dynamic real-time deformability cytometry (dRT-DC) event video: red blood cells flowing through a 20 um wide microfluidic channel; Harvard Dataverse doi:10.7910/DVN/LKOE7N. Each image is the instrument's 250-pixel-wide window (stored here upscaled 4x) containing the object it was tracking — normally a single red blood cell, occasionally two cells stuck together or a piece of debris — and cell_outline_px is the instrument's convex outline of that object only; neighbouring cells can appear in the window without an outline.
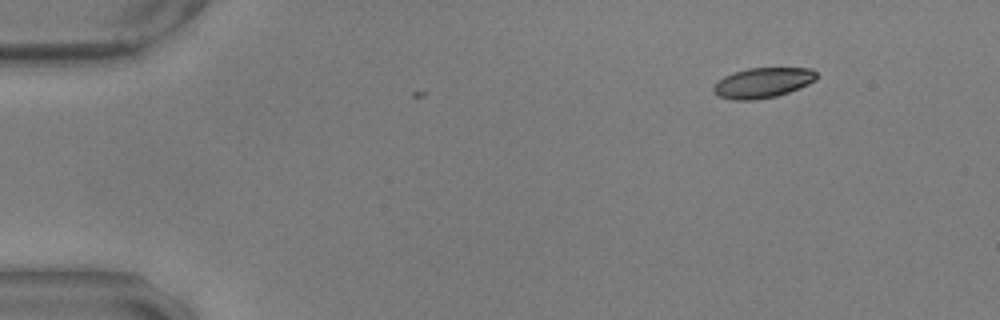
{"species": "common noctule bat (a hibernating species)", "species_latin": "Nyctalus noctula", "temperature_condition": "warm", "stored_images_in_passage": 2, "camera_frame_rate_fps": 3000, "um_per_image_px": 0.085, "animal": {"sex": "male", "body_mass_g": 17.9, "forearm_length_mm": 54.2}, "frame": {"image": 1, "passage_image": 2, "time_ms": 0.333, "image_size_px": [1000, 320], "cell_outline_px": [[816, 80], [800, 88], [776, 96], [752, 100], [732, 100], [716, 96], [712, 92], [712, 88], [724, 76], [732, 72], [748, 68], [812, 68], [816, 72]], "centroid_in_image_um": [64.81, 7.04], "position_along_channel_um": 20.2, "area_um2": 18.21}}